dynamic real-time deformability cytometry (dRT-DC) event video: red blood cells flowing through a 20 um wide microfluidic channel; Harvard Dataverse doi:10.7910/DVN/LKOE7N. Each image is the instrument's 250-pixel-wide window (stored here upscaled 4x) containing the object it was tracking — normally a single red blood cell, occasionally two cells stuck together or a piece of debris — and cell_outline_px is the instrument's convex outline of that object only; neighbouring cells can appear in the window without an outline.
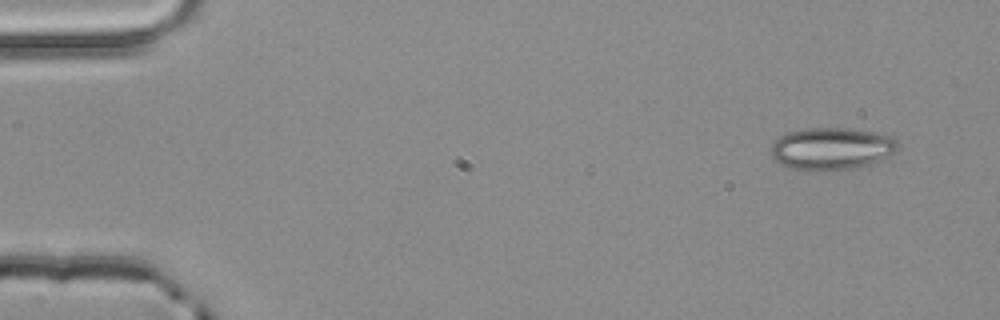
{"species": "common noctule bat (a hibernating species)", "species_latin": "Nyctalus noctula", "temperature_condition": "room temperature", "stored_images_in_passage": 3, "camera_frame_rate_fps": 3000, "um_per_image_px": 0.085, "animal": {"sex": "male", "body_mass_g": 20.4}, "frame": {"image": 1, "passage_image": 1, "time_ms": 0.0, "image_size_px": [1000, 320], "cell_outline_px": [[900, 148], [896, 152], [884, 160], [872, 164], [856, 168], [828, 172], [824, 172], [788, 168], [780, 164], [772, 156], [772, 144], [780, 136], [788, 132], [804, 128], [844, 128], [872, 132], [888, 136], [896, 140], [900, 144]], "centroid_in_image_um": [70.72, 12.67], "position_along_channel_um": 14.3, "area_um2": 31.79}}